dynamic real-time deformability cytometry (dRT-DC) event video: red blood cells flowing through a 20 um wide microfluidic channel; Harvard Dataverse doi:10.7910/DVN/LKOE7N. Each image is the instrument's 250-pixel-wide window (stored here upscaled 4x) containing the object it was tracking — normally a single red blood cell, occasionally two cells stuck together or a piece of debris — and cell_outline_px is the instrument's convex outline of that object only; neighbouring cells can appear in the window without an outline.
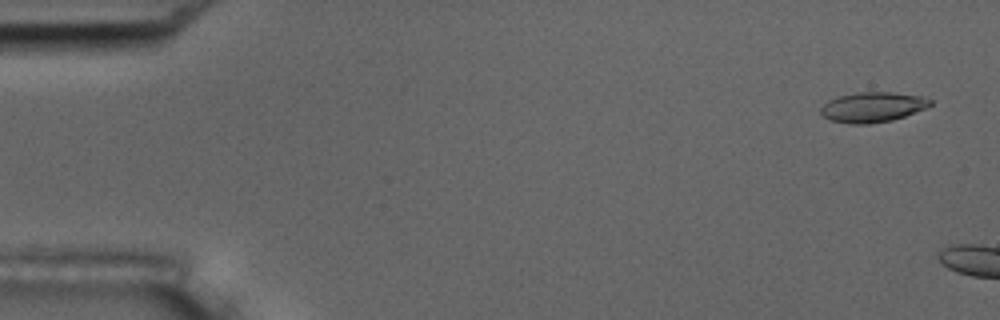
{"species": "common noctule bat (a hibernating species)", "species_latin": "Nyctalus noctula", "temperature_condition": "room temperature", "stored_images_in_passage": 7, "camera_frame_rate_fps": 3000, "um_per_image_px": 0.085, "animal": {"sex": "male", "body_mass_g": 17.5, "forearm_length_mm": 52.3}, "frame": {"image": 1, "passage_image": 3, "time_ms": 0.667, "image_size_px": [1000, 320], "cell_outline_px": [[932, 104], [928, 108], [892, 120], [868, 124], [848, 124], [828, 120], [820, 116], [820, 108], [828, 100], [836, 96], [856, 92], [892, 92], [924, 96], [932, 100]], "centroid_in_image_um": [74.15, 9.1], "position_along_channel_um": 10.9, "area_um2": 19.65}}